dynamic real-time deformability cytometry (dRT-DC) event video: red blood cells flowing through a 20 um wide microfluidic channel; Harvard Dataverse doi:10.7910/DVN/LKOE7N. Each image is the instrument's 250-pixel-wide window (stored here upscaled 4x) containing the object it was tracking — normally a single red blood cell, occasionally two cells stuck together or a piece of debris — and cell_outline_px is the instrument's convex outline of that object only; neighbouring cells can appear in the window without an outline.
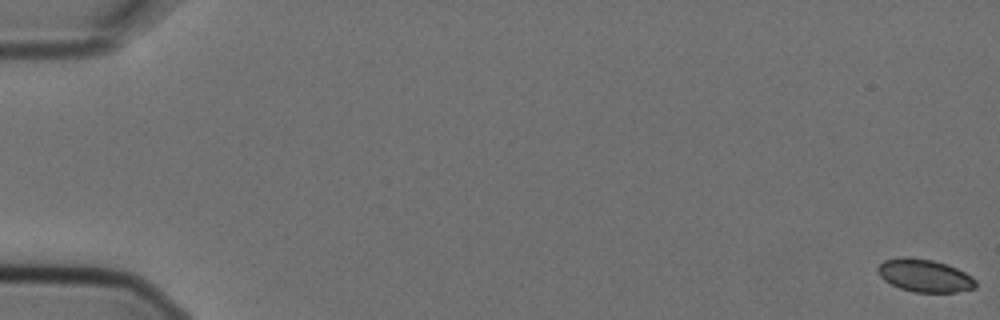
{"species": "Egyptian fruit bat (a non-hibernating species)", "species_latin": "Rousettus aegyptiacus", "temperature_condition": "cold", "stored_images_in_passage": 5, "segment_of_instrument_passage": [2, 2], "camera_frame_rate_fps": 3000, "um_per_image_px": 0.085, "animal": {"sex": "female"}, "frame": {"image": 1, "passage_image": 5, "time_ms": 1.333, "image_size_px": [1000, 320], "cell_outline_px": [[976, 288], [956, 292], [912, 292], [900, 288], [884, 280], [880, 276], [876, 268], [884, 260], [904, 256], [908, 256], [932, 260], [948, 264], [972, 276], [976, 280]], "centroid_in_image_um": [78.59, 23.42], "position_along_channel_um": 6.4, "area_um2": 18.79}}